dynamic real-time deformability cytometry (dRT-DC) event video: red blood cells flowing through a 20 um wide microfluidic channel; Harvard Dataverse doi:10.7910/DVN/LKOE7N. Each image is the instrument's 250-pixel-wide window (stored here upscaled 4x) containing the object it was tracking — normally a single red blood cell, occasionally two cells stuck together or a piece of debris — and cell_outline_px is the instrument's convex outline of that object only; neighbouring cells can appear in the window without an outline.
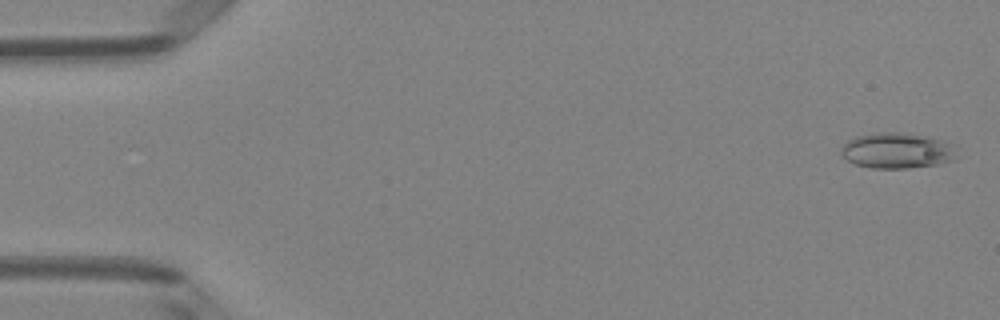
{"species": "Egyptian fruit bat (a non-hibernating species)", "species_latin": "Rousettus aegyptiacus", "temperature_condition": "room temperature", "stored_images_in_passage": 51, "camera_frame_rate_fps": 3000, "um_per_image_px": 0.085, "animal": {"sex": "female"}, "frame": {"image": 1, "passage_image": 2, "time_ms": 0.333, "image_size_px": [1000, 320], "cell_outline_px": [[960, 156], [956, 160], [936, 164], [908, 168], [872, 168], [856, 164], [848, 160], [840, 152], [840, 148], [848, 140], [856, 136], [880, 132], [900, 132], [924, 136], [940, 140], [948, 144]], "centroid_in_image_um": [76.23, 12.81], "position_along_channel_um": 8.8, "area_um2": 23.81}}
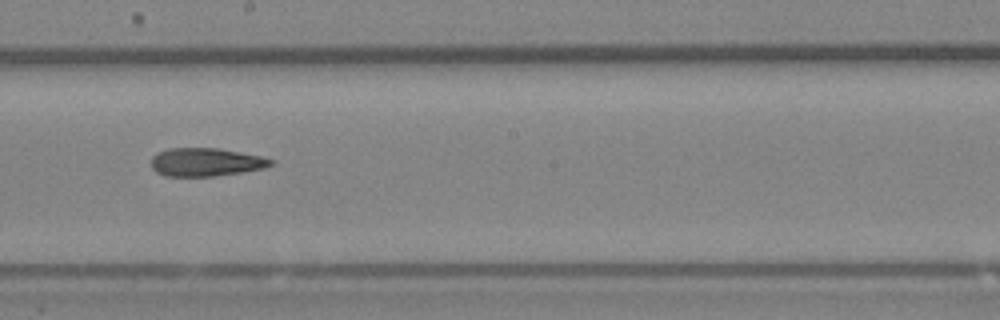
{"frame": {"image": 2, "passage_image": 29, "time_ms": 9.333, "image_size_px": [1000, 320], "cell_outline_px": [[272, 164], [264, 168], [216, 176], [164, 176], [156, 172], [152, 168], [152, 156], [156, 152], [168, 148], [220, 148], [260, 156], [272, 160]], "centroid_in_image_um": [17.44, 13.77], "position_along_channel_um": 230.8, "area_um2": 19.65}}
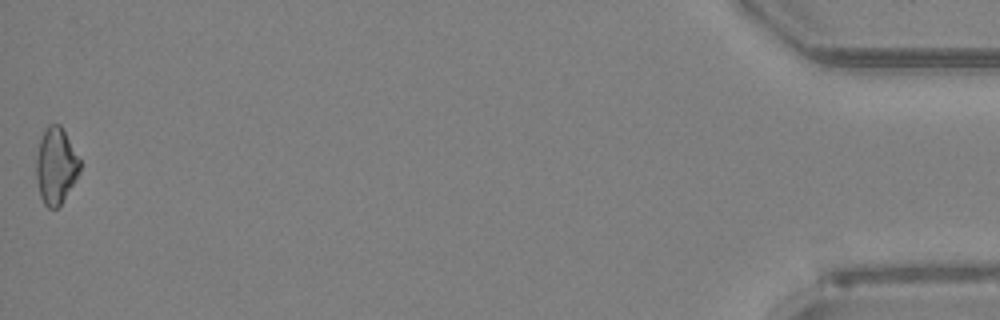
{"frame": {"image": 3, "passage_image": 51, "time_ms": 16.667, "image_size_px": [1000, 320], "cell_outline_px": [[80, 172], [76, 180], [60, 204], [56, 208], [48, 208], [44, 204], [40, 196], [36, 180], [36, 156], [40, 140], [44, 128], [48, 124], [60, 124], [80, 160]], "centroid_in_image_um": [4.73, 14.09], "position_along_channel_um": 430.5, "area_um2": 19.36}}